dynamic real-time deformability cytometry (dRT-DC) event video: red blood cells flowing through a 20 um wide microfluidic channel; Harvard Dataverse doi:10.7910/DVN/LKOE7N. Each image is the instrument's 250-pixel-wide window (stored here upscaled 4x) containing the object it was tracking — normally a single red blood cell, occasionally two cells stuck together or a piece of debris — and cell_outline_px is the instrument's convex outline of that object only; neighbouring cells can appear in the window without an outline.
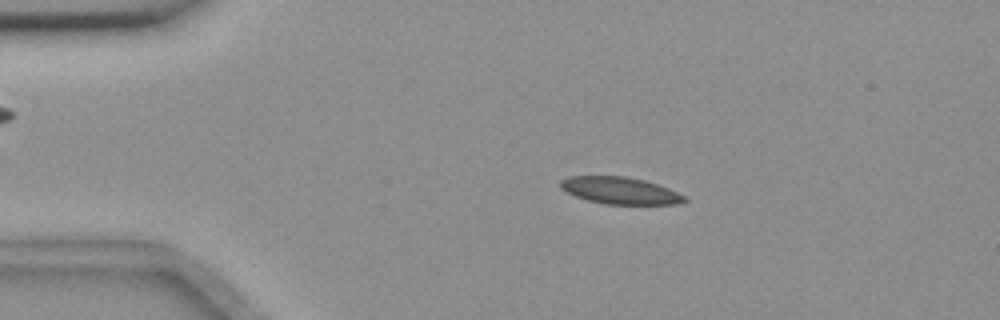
{"species": "common noctule bat (a hibernating species)", "species_latin": "Nyctalus noctula", "temperature_condition": "room temperature", "stored_images_in_passage": 46, "camera_frame_rate_fps": 3000, "um_per_image_px": 0.085, "animal": {"sex": "female", "body_mass_g": 18.4}, "frame": {"image": 1, "passage_image": 1, "time_ms": 0.0, "image_size_px": [1000, 320], "cell_outline_px": [[688, 200], [676, 204], [604, 204], [588, 200], [576, 196], [560, 188], [560, 180], [572, 176], [628, 176], [644, 180], [668, 188], [684, 196]], "centroid_in_image_um": [52.69, 16.19], "position_along_channel_um": 32.3, "area_um2": 19.31}}
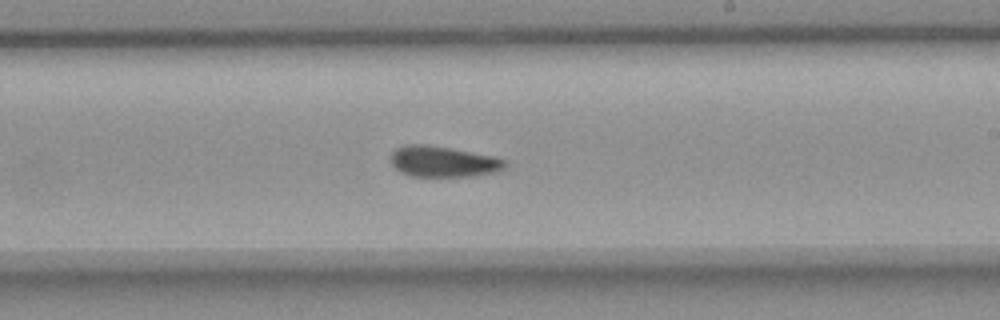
{"frame": {"image": 2, "passage_image": 23, "time_ms": 7.333, "image_size_px": [1000, 320], "cell_outline_px": [[508, 164], [504, 168], [496, 172], [472, 176], [412, 176], [400, 172], [392, 164], [392, 152], [396, 148], [404, 144], [424, 144], [448, 148], [492, 156], [504, 160]], "centroid_in_image_um": [37.65, 13.74], "position_along_channel_um": 251.3, "area_um2": 20.29}}
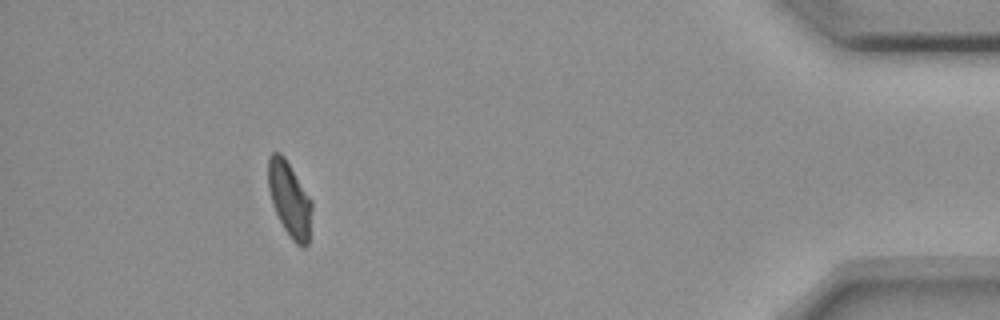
{"frame": {"image": 3, "passage_image": 41, "time_ms": 13.333, "image_size_px": [1000, 320], "cell_outline_px": [[312, 208], [308, 244], [304, 248], [300, 248], [292, 240], [284, 228], [272, 204], [268, 188], [268, 156], [272, 152], [280, 152], [284, 156], [312, 200]], "centroid_in_image_um": [24.61, 16.94], "position_along_channel_um": 410.6, "area_um2": 19.13}, "authors_computed_cell_mechanics": {"area_um2": 20.1144, "velocity_mm_per_s": 3.6238, "shape_relaxation_time_tau1_ms": null, "shape_relaxation_time_tau2_ms": 7.9127, "deformation_change_tau1": null, "deformation_change_tau2": 0.1355}}